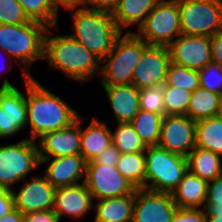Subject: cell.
I'll use <instances>...</instances> for the list:
<instances>
[{"mask_svg":"<svg viewBox=\"0 0 222 222\" xmlns=\"http://www.w3.org/2000/svg\"><path fill=\"white\" fill-rule=\"evenodd\" d=\"M36 141L25 138L17 144L0 146V186L12 190L40 165Z\"/></svg>","mask_w":222,"mask_h":222,"instance_id":"cell-9","label":"cell"},{"mask_svg":"<svg viewBox=\"0 0 222 222\" xmlns=\"http://www.w3.org/2000/svg\"><path fill=\"white\" fill-rule=\"evenodd\" d=\"M30 20L17 0H0V24H23Z\"/></svg>","mask_w":222,"mask_h":222,"instance_id":"cell-36","label":"cell"},{"mask_svg":"<svg viewBox=\"0 0 222 222\" xmlns=\"http://www.w3.org/2000/svg\"><path fill=\"white\" fill-rule=\"evenodd\" d=\"M102 86L109 97L116 123H130L140 110L139 89L132 84Z\"/></svg>","mask_w":222,"mask_h":222,"instance_id":"cell-20","label":"cell"},{"mask_svg":"<svg viewBox=\"0 0 222 222\" xmlns=\"http://www.w3.org/2000/svg\"><path fill=\"white\" fill-rule=\"evenodd\" d=\"M48 27L44 39V59L52 68L82 84L101 73V60L69 34H53ZM97 72V73H96Z\"/></svg>","mask_w":222,"mask_h":222,"instance_id":"cell-2","label":"cell"},{"mask_svg":"<svg viewBox=\"0 0 222 222\" xmlns=\"http://www.w3.org/2000/svg\"><path fill=\"white\" fill-rule=\"evenodd\" d=\"M85 185L97 201L132 194L136 188L126 180L116 166L87 163Z\"/></svg>","mask_w":222,"mask_h":222,"instance_id":"cell-10","label":"cell"},{"mask_svg":"<svg viewBox=\"0 0 222 222\" xmlns=\"http://www.w3.org/2000/svg\"><path fill=\"white\" fill-rule=\"evenodd\" d=\"M14 209L12 191L0 186V218L9 214Z\"/></svg>","mask_w":222,"mask_h":222,"instance_id":"cell-42","label":"cell"},{"mask_svg":"<svg viewBox=\"0 0 222 222\" xmlns=\"http://www.w3.org/2000/svg\"><path fill=\"white\" fill-rule=\"evenodd\" d=\"M21 190L13 189L14 208L22 214L36 211L53 210L56 189L43 175L35 176L31 181L24 180Z\"/></svg>","mask_w":222,"mask_h":222,"instance_id":"cell-17","label":"cell"},{"mask_svg":"<svg viewBox=\"0 0 222 222\" xmlns=\"http://www.w3.org/2000/svg\"><path fill=\"white\" fill-rule=\"evenodd\" d=\"M196 121L187 115H165L157 146L187 157L195 148Z\"/></svg>","mask_w":222,"mask_h":222,"instance_id":"cell-12","label":"cell"},{"mask_svg":"<svg viewBox=\"0 0 222 222\" xmlns=\"http://www.w3.org/2000/svg\"><path fill=\"white\" fill-rule=\"evenodd\" d=\"M167 48L171 62L189 69L201 70L213 62L211 37L181 34Z\"/></svg>","mask_w":222,"mask_h":222,"instance_id":"cell-14","label":"cell"},{"mask_svg":"<svg viewBox=\"0 0 222 222\" xmlns=\"http://www.w3.org/2000/svg\"><path fill=\"white\" fill-rule=\"evenodd\" d=\"M183 35L212 37L222 32V0H178Z\"/></svg>","mask_w":222,"mask_h":222,"instance_id":"cell-7","label":"cell"},{"mask_svg":"<svg viewBox=\"0 0 222 222\" xmlns=\"http://www.w3.org/2000/svg\"><path fill=\"white\" fill-rule=\"evenodd\" d=\"M54 5L59 9L60 7L63 8H70L79 5V0H51Z\"/></svg>","mask_w":222,"mask_h":222,"instance_id":"cell-46","label":"cell"},{"mask_svg":"<svg viewBox=\"0 0 222 222\" xmlns=\"http://www.w3.org/2000/svg\"><path fill=\"white\" fill-rule=\"evenodd\" d=\"M177 208L171 193L136 189L132 222H171Z\"/></svg>","mask_w":222,"mask_h":222,"instance_id":"cell-15","label":"cell"},{"mask_svg":"<svg viewBox=\"0 0 222 222\" xmlns=\"http://www.w3.org/2000/svg\"><path fill=\"white\" fill-rule=\"evenodd\" d=\"M26 16L31 21H36L46 25L47 27H55L58 25L59 9L51 0H17Z\"/></svg>","mask_w":222,"mask_h":222,"instance_id":"cell-30","label":"cell"},{"mask_svg":"<svg viewBox=\"0 0 222 222\" xmlns=\"http://www.w3.org/2000/svg\"><path fill=\"white\" fill-rule=\"evenodd\" d=\"M134 33L148 45L168 46L182 34L178 0H160Z\"/></svg>","mask_w":222,"mask_h":222,"instance_id":"cell-8","label":"cell"},{"mask_svg":"<svg viewBox=\"0 0 222 222\" xmlns=\"http://www.w3.org/2000/svg\"><path fill=\"white\" fill-rule=\"evenodd\" d=\"M171 63L167 46L148 45L132 76V85L138 89L162 86Z\"/></svg>","mask_w":222,"mask_h":222,"instance_id":"cell-13","label":"cell"},{"mask_svg":"<svg viewBox=\"0 0 222 222\" xmlns=\"http://www.w3.org/2000/svg\"><path fill=\"white\" fill-rule=\"evenodd\" d=\"M206 216L222 217V203H205Z\"/></svg>","mask_w":222,"mask_h":222,"instance_id":"cell-44","label":"cell"},{"mask_svg":"<svg viewBox=\"0 0 222 222\" xmlns=\"http://www.w3.org/2000/svg\"><path fill=\"white\" fill-rule=\"evenodd\" d=\"M205 203H222V176L208 182Z\"/></svg>","mask_w":222,"mask_h":222,"instance_id":"cell-41","label":"cell"},{"mask_svg":"<svg viewBox=\"0 0 222 222\" xmlns=\"http://www.w3.org/2000/svg\"><path fill=\"white\" fill-rule=\"evenodd\" d=\"M163 118V115L140 109L130 122L146 147L158 145Z\"/></svg>","mask_w":222,"mask_h":222,"instance_id":"cell-29","label":"cell"},{"mask_svg":"<svg viewBox=\"0 0 222 222\" xmlns=\"http://www.w3.org/2000/svg\"><path fill=\"white\" fill-rule=\"evenodd\" d=\"M84 117L78 116L70 126L48 132L39 137V158H58L80 154L81 124Z\"/></svg>","mask_w":222,"mask_h":222,"instance_id":"cell-16","label":"cell"},{"mask_svg":"<svg viewBox=\"0 0 222 222\" xmlns=\"http://www.w3.org/2000/svg\"><path fill=\"white\" fill-rule=\"evenodd\" d=\"M200 87L222 95V67L211 62L199 70Z\"/></svg>","mask_w":222,"mask_h":222,"instance_id":"cell-35","label":"cell"},{"mask_svg":"<svg viewBox=\"0 0 222 222\" xmlns=\"http://www.w3.org/2000/svg\"><path fill=\"white\" fill-rule=\"evenodd\" d=\"M160 0H118L112 17L122 31L132 25L139 26Z\"/></svg>","mask_w":222,"mask_h":222,"instance_id":"cell-24","label":"cell"},{"mask_svg":"<svg viewBox=\"0 0 222 222\" xmlns=\"http://www.w3.org/2000/svg\"><path fill=\"white\" fill-rule=\"evenodd\" d=\"M139 107L141 110L165 116L162 86L139 89Z\"/></svg>","mask_w":222,"mask_h":222,"instance_id":"cell-34","label":"cell"},{"mask_svg":"<svg viewBox=\"0 0 222 222\" xmlns=\"http://www.w3.org/2000/svg\"><path fill=\"white\" fill-rule=\"evenodd\" d=\"M119 156H120V151L112 143L96 158L87 163H100V164H107L109 166H116Z\"/></svg>","mask_w":222,"mask_h":222,"instance_id":"cell-39","label":"cell"},{"mask_svg":"<svg viewBox=\"0 0 222 222\" xmlns=\"http://www.w3.org/2000/svg\"><path fill=\"white\" fill-rule=\"evenodd\" d=\"M145 158V189L149 191L171 193L188 171L187 157L159 146L147 147Z\"/></svg>","mask_w":222,"mask_h":222,"instance_id":"cell-6","label":"cell"},{"mask_svg":"<svg viewBox=\"0 0 222 222\" xmlns=\"http://www.w3.org/2000/svg\"><path fill=\"white\" fill-rule=\"evenodd\" d=\"M0 222H23V214L14 209L9 214L1 217Z\"/></svg>","mask_w":222,"mask_h":222,"instance_id":"cell-45","label":"cell"},{"mask_svg":"<svg viewBox=\"0 0 222 222\" xmlns=\"http://www.w3.org/2000/svg\"><path fill=\"white\" fill-rule=\"evenodd\" d=\"M94 199L85 183L57 188L55 191L53 211L61 220L63 215L73 220L85 216L92 209Z\"/></svg>","mask_w":222,"mask_h":222,"instance_id":"cell-19","label":"cell"},{"mask_svg":"<svg viewBox=\"0 0 222 222\" xmlns=\"http://www.w3.org/2000/svg\"><path fill=\"white\" fill-rule=\"evenodd\" d=\"M165 115H187V109L192 95L191 91L185 88L162 85Z\"/></svg>","mask_w":222,"mask_h":222,"instance_id":"cell-32","label":"cell"},{"mask_svg":"<svg viewBox=\"0 0 222 222\" xmlns=\"http://www.w3.org/2000/svg\"><path fill=\"white\" fill-rule=\"evenodd\" d=\"M25 86L30 140L36 141L45 133L68 127L80 115L64 100L42 86L33 76L25 81Z\"/></svg>","mask_w":222,"mask_h":222,"instance_id":"cell-1","label":"cell"},{"mask_svg":"<svg viewBox=\"0 0 222 222\" xmlns=\"http://www.w3.org/2000/svg\"><path fill=\"white\" fill-rule=\"evenodd\" d=\"M219 115H222L220 94L201 87L192 92L187 109L188 117L192 120L198 121Z\"/></svg>","mask_w":222,"mask_h":222,"instance_id":"cell-26","label":"cell"},{"mask_svg":"<svg viewBox=\"0 0 222 222\" xmlns=\"http://www.w3.org/2000/svg\"><path fill=\"white\" fill-rule=\"evenodd\" d=\"M117 3L118 0H79L78 6L89 10L112 13L116 8Z\"/></svg>","mask_w":222,"mask_h":222,"instance_id":"cell-38","label":"cell"},{"mask_svg":"<svg viewBox=\"0 0 222 222\" xmlns=\"http://www.w3.org/2000/svg\"><path fill=\"white\" fill-rule=\"evenodd\" d=\"M0 86V138H9L27 126L26 96L4 79Z\"/></svg>","mask_w":222,"mask_h":222,"instance_id":"cell-11","label":"cell"},{"mask_svg":"<svg viewBox=\"0 0 222 222\" xmlns=\"http://www.w3.org/2000/svg\"><path fill=\"white\" fill-rule=\"evenodd\" d=\"M48 27L36 21L23 24H0V49L19 63L24 82L32 75L31 64L44 59V39Z\"/></svg>","mask_w":222,"mask_h":222,"instance_id":"cell-4","label":"cell"},{"mask_svg":"<svg viewBox=\"0 0 222 222\" xmlns=\"http://www.w3.org/2000/svg\"><path fill=\"white\" fill-rule=\"evenodd\" d=\"M66 9L71 12L73 24V33L69 35L102 61L122 34L112 13L80 6Z\"/></svg>","mask_w":222,"mask_h":222,"instance_id":"cell-3","label":"cell"},{"mask_svg":"<svg viewBox=\"0 0 222 222\" xmlns=\"http://www.w3.org/2000/svg\"><path fill=\"white\" fill-rule=\"evenodd\" d=\"M39 160L40 165L50 162L43 175L55 189L78 184L82 179L85 182L87 162L81 154Z\"/></svg>","mask_w":222,"mask_h":222,"instance_id":"cell-18","label":"cell"},{"mask_svg":"<svg viewBox=\"0 0 222 222\" xmlns=\"http://www.w3.org/2000/svg\"><path fill=\"white\" fill-rule=\"evenodd\" d=\"M112 130L97 118H93L85 130L81 127L80 154L86 162L92 161L110 144H112Z\"/></svg>","mask_w":222,"mask_h":222,"instance_id":"cell-22","label":"cell"},{"mask_svg":"<svg viewBox=\"0 0 222 222\" xmlns=\"http://www.w3.org/2000/svg\"><path fill=\"white\" fill-rule=\"evenodd\" d=\"M111 133L112 143L120 154L146 151L147 147L131 123H117L115 131Z\"/></svg>","mask_w":222,"mask_h":222,"instance_id":"cell-31","label":"cell"},{"mask_svg":"<svg viewBox=\"0 0 222 222\" xmlns=\"http://www.w3.org/2000/svg\"><path fill=\"white\" fill-rule=\"evenodd\" d=\"M116 168L136 189H145V152L120 154Z\"/></svg>","mask_w":222,"mask_h":222,"instance_id":"cell-28","label":"cell"},{"mask_svg":"<svg viewBox=\"0 0 222 222\" xmlns=\"http://www.w3.org/2000/svg\"><path fill=\"white\" fill-rule=\"evenodd\" d=\"M171 222H206V210L203 208H177Z\"/></svg>","mask_w":222,"mask_h":222,"instance_id":"cell-37","label":"cell"},{"mask_svg":"<svg viewBox=\"0 0 222 222\" xmlns=\"http://www.w3.org/2000/svg\"><path fill=\"white\" fill-rule=\"evenodd\" d=\"M221 113H222V95H221Z\"/></svg>","mask_w":222,"mask_h":222,"instance_id":"cell-48","label":"cell"},{"mask_svg":"<svg viewBox=\"0 0 222 222\" xmlns=\"http://www.w3.org/2000/svg\"><path fill=\"white\" fill-rule=\"evenodd\" d=\"M222 156L195 147L187 156L188 171L206 181L222 176Z\"/></svg>","mask_w":222,"mask_h":222,"instance_id":"cell-25","label":"cell"},{"mask_svg":"<svg viewBox=\"0 0 222 222\" xmlns=\"http://www.w3.org/2000/svg\"><path fill=\"white\" fill-rule=\"evenodd\" d=\"M195 147L222 156V115L196 121Z\"/></svg>","mask_w":222,"mask_h":222,"instance_id":"cell-27","label":"cell"},{"mask_svg":"<svg viewBox=\"0 0 222 222\" xmlns=\"http://www.w3.org/2000/svg\"><path fill=\"white\" fill-rule=\"evenodd\" d=\"M23 222H60V219L53 210H43L23 214Z\"/></svg>","mask_w":222,"mask_h":222,"instance_id":"cell-40","label":"cell"},{"mask_svg":"<svg viewBox=\"0 0 222 222\" xmlns=\"http://www.w3.org/2000/svg\"><path fill=\"white\" fill-rule=\"evenodd\" d=\"M166 85L185 88L193 92L200 87L199 70L189 69L171 62L165 80Z\"/></svg>","mask_w":222,"mask_h":222,"instance_id":"cell-33","label":"cell"},{"mask_svg":"<svg viewBox=\"0 0 222 222\" xmlns=\"http://www.w3.org/2000/svg\"><path fill=\"white\" fill-rule=\"evenodd\" d=\"M212 61L222 67V32L211 37Z\"/></svg>","mask_w":222,"mask_h":222,"instance_id":"cell-43","label":"cell"},{"mask_svg":"<svg viewBox=\"0 0 222 222\" xmlns=\"http://www.w3.org/2000/svg\"><path fill=\"white\" fill-rule=\"evenodd\" d=\"M135 191L125 196L98 200L94 222H132Z\"/></svg>","mask_w":222,"mask_h":222,"instance_id":"cell-23","label":"cell"},{"mask_svg":"<svg viewBox=\"0 0 222 222\" xmlns=\"http://www.w3.org/2000/svg\"><path fill=\"white\" fill-rule=\"evenodd\" d=\"M206 222H222V217H219V216H206Z\"/></svg>","mask_w":222,"mask_h":222,"instance_id":"cell-47","label":"cell"},{"mask_svg":"<svg viewBox=\"0 0 222 222\" xmlns=\"http://www.w3.org/2000/svg\"><path fill=\"white\" fill-rule=\"evenodd\" d=\"M148 44L128 31L115 41L112 51L101 61L102 85L132 84V76Z\"/></svg>","mask_w":222,"mask_h":222,"instance_id":"cell-5","label":"cell"},{"mask_svg":"<svg viewBox=\"0 0 222 222\" xmlns=\"http://www.w3.org/2000/svg\"><path fill=\"white\" fill-rule=\"evenodd\" d=\"M207 190L208 181L187 171L171 194L179 208H204Z\"/></svg>","mask_w":222,"mask_h":222,"instance_id":"cell-21","label":"cell"}]
</instances>
